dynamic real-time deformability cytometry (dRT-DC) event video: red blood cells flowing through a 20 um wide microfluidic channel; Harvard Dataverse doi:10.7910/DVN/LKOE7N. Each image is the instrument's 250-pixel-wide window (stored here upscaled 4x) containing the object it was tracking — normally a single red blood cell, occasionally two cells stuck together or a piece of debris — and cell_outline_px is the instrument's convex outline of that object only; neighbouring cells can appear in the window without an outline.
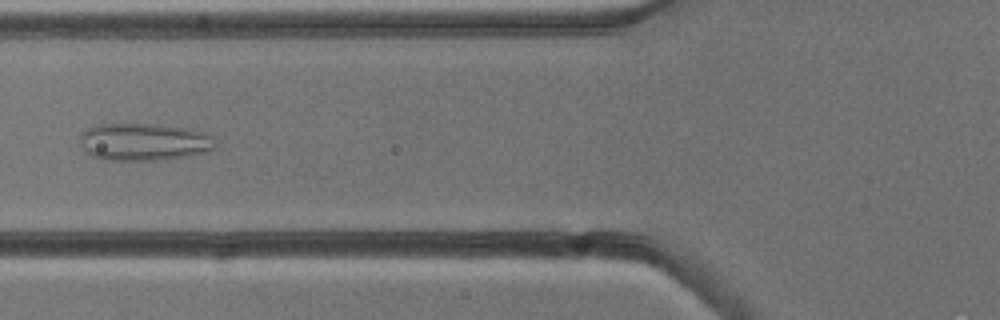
{"species": "common noctule bat (a hibernating species)", "species_latin": "Nyctalus noctula", "temperature_condition": "cold", "stored_images_in_passage": 3, "camera_frame_rate_fps": 3000, "um_per_image_px": 0.085, "animal": {"sex": "male", "body_mass_g": 13.3}, "frame": {"image": 1, "passage_image": 3, "time_ms": 2.0, "image_size_px": [1000, 320], "cell_outline_px": [[212, 148], [208, 152], [188, 156], [156, 160], [108, 160], [92, 156], [84, 148], [80, 140], [80, 136], [88, 128], [100, 124], [156, 124], [204, 132], [212, 136]], "centroid_in_image_um": [12.21, 12.07], "position_along_channel_um": 113.6, "area_um2": 28.96}}